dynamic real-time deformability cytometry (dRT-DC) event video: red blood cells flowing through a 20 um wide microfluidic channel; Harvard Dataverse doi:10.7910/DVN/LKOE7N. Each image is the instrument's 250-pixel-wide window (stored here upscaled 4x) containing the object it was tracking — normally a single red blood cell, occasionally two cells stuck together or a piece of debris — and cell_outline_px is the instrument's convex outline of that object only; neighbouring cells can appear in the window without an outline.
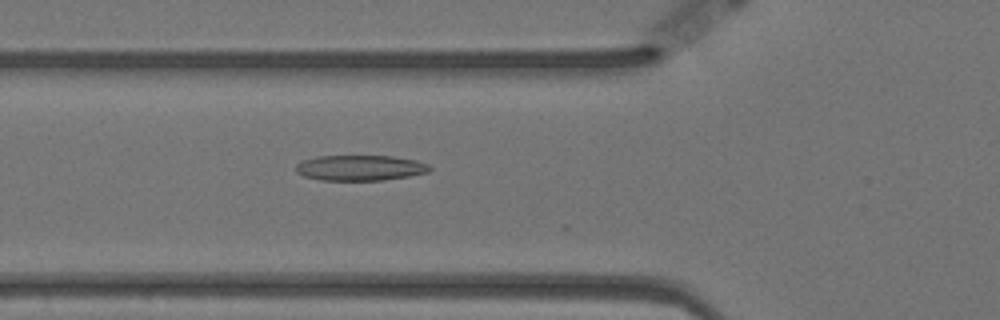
{"species": "Egyptian fruit bat (a non-hibernating species)", "species_latin": "Rousettus aegyptiacus", "temperature_condition": "warm", "stored_images_in_passage": 41, "camera_frame_rate_fps": 3000, "um_per_image_px": 0.085, "animal": {"sex": "female"}, "frame": {"image": 1, "passage_image": 4, "time_ms": 1.0, "image_size_px": [1000, 320], "cell_outline_px": [[432, 168], [428, 172], [408, 176], [384, 180], [320, 180], [304, 176], [296, 172], [296, 164], [304, 160], [316, 156], [392, 156], [416, 160], [428, 164]], "centroid_in_image_um": [30.61, 14.26], "position_along_channel_um": 95.2, "area_um2": 19.83}}
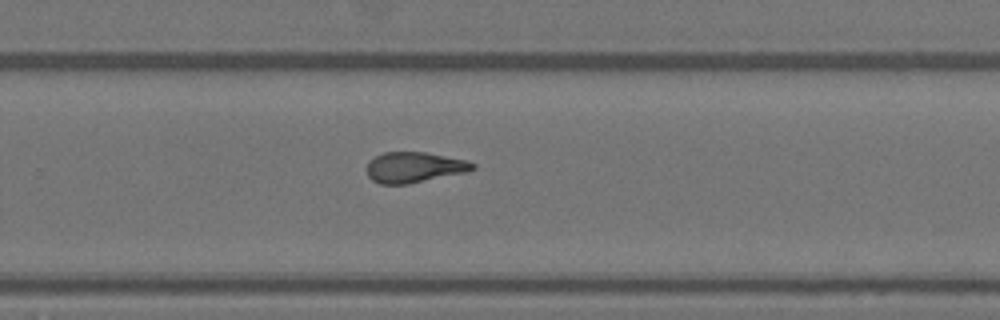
{"frame": {"image": 2, "passage_image": 21, "time_ms": 6.667, "image_size_px": [1000, 320], "cell_outline_px": [[476, 168], [468, 172], [408, 184], [380, 184], [372, 180], [368, 176], [364, 168], [368, 160], [384, 152], [424, 152], [468, 160], [476, 164]], "centroid_in_image_um": [35.19, 14.22], "position_along_channel_um": 294.6, "area_um2": 19.19}}
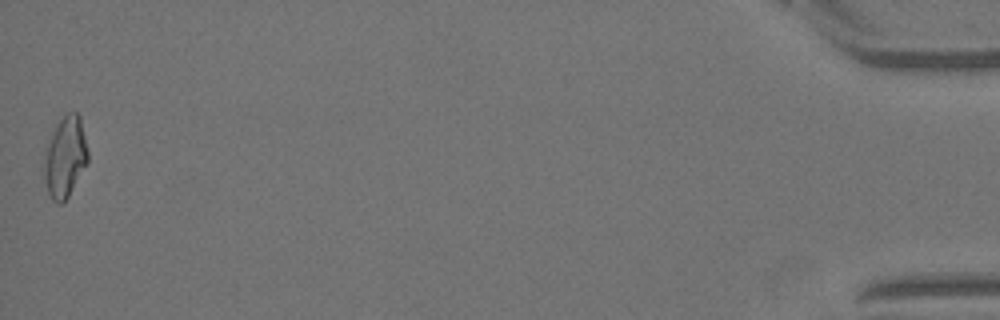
{"frame": {"image": 3, "passage_image": 41, "time_ms": 13.333, "image_size_px": [1000, 320], "cell_outline_px": [[88, 160], [68, 196], [60, 204], [56, 204], [52, 200], [48, 192], [44, 176], [44, 164], [48, 144], [56, 124], [64, 112], [76, 112], [80, 116], [88, 152]], "centroid_in_image_um": [5.54, 13.32], "position_along_channel_um": 429.7, "area_um2": 20.23}, "authors_computed_cell_mechanics": {"area_um2": 19.2474, "velocity_mm_per_s": 3.5114, "shape_relaxation_time_tau1_ms": 8.4791, "shape_relaxation_time_tau2_ms": 2.9138, "deformation_change_tau1": 0.2318, "deformation_change_tau2": 0.1236}}